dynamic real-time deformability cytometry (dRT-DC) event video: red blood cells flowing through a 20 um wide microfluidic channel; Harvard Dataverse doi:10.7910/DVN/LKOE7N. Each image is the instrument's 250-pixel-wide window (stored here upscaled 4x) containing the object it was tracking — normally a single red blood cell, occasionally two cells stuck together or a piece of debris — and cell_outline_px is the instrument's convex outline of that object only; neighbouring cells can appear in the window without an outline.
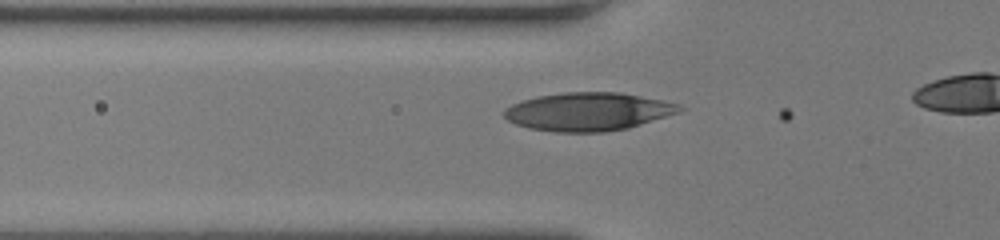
{"species": "human", "species_latin": "Homo sapiens", "temperature_condition": "room temperature", "stored_images_in_passage": 32, "camera_frame_rate_fps": 3000, "um_per_image_px": 0.085, "donor": {"sex": "female"}, "frame": {"image": 1, "passage_image": 7, "time_ms": 2.0, "image_size_px": [1000, 240], "cell_outline_px": [[684, 108], [680, 112], [628, 128], [604, 132], [552, 132], [528, 128], [516, 124], [508, 120], [504, 116], [504, 108], [512, 104], [536, 96], [564, 92], [620, 92], [680, 104]], "centroid_in_image_um": [49.97, 9.49], "position_along_channel_um": 75.8, "area_um2": 39.07}}
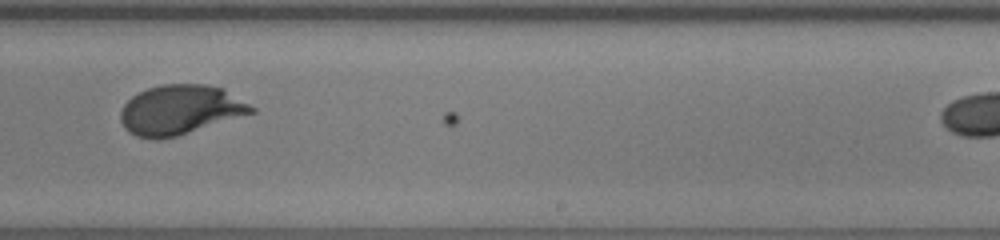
{"frame": {"image": 2, "passage_image": 22, "time_ms": 7.0, "image_size_px": [1000, 240], "cell_outline_px": [[256, 112], [176, 136], [160, 140], [156, 140], [136, 136], [128, 132], [124, 128], [120, 120], [120, 112], [124, 104], [132, 96], [148, 88], [160, 84], [208, 84], [224, 88], [256, 108]], "centroid_in_image_um": [15.31, 9.33], "position_along_channel_um": 273.7, "area_um2": 37.97}}
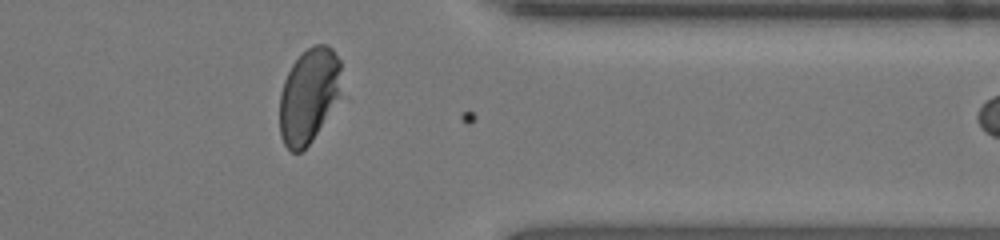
{"frame": {"image": 3, "passage_image": 31, "time_ms": 10.0, "image_size_px": [1000, 240], "cell_outline_px": [[340, 68], [336, 96], [312, 140], [300, 152], [292, 152], [284, 144], [280, 136], [280, 92], [284, 80], [292, 64], [312, 44], [324, 44], [332, 48], [340, 60]], "centroid_in_image_um": [26.17, 8.1], "position_along_channel_um": 385.2, "area_um2": 32.83}}